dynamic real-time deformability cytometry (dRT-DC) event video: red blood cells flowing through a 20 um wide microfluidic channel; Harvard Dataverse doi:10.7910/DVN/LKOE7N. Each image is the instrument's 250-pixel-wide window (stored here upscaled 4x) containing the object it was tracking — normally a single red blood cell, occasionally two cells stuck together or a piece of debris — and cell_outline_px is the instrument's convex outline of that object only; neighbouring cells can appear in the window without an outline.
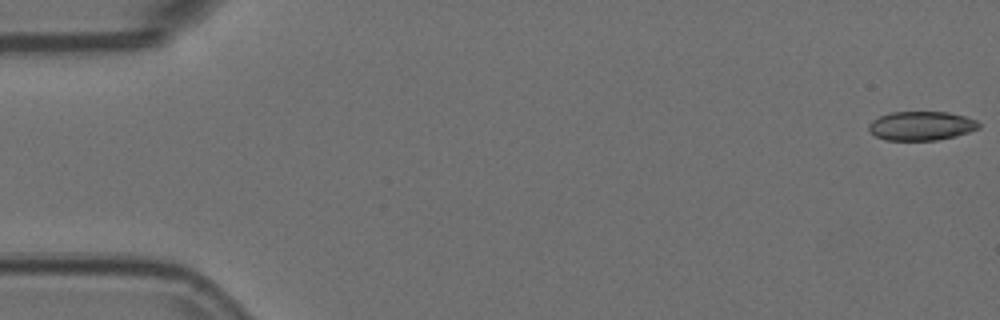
{"species": "Egyptian fruit bat (a non-hibernating species)", "species_latin": "Rousettus aegyptiacus", "temperature_condition": "room temperature", "stored_images_in_passage": 8, "camera_frame_rate_fps": 3000, "um_per_image_px": 0.085, "animal": {"sex": "female"}, "frame": {"image": 1, "passage_image": 1, "time_ms": 0.0, "image_size_px": [1000, 320], "cell_outline_px": [[980, 128], [956, 136], [936, 140], [888, 140], [876, 136], [868, 128], [868, 124], [872, 120], [880, 116], [892, 112], [948, 112], [964, 116], [976, 120], [980, 124]], "centroid_in_image_um": [78.32, 10.69], "position_along_channel_um": 6.7, "area_um2": 18.5}}
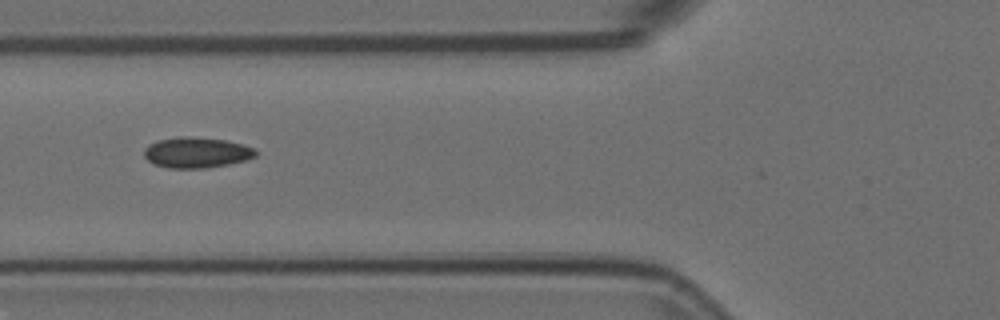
{"frame": {"image": 2, "passage_image": 6, "time_ms": 1.667, "image_size_px": [1000, 320], "cell_outline_px": [[256, 156], [244, 160], [228, 164], [204, 168], [168, 168], [152, 164], [144, 156], [144, 148], [148, 144], [156, 140], [180, 136], [184, 136], [224, 140], [244, 144], [256, 148]], "centroid_in_image_um": [16.67, 12.96], "position_along_channel_um": 109.1, "area_um2": 20.0}}
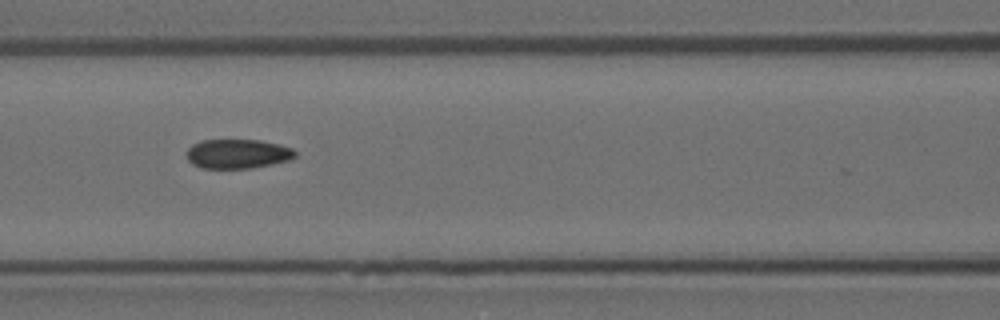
{"frame": {"image": 3, "passage_image": 7, "time_ms": 2.0, "image_size_px": [1000, 320], "cell_outline_px": [[296, 156], [292, 160], [252, 168], [204, 168], [192, 164], [188, 160], [184, 152], [192, 144], [200, 140], [260, 140], [280, 144], [292, 148], [296, 152]], "centroid_in_image_um": [20.2, 13.07], "position_along_channel_um": 146.4, "area_um2": 18.84}}